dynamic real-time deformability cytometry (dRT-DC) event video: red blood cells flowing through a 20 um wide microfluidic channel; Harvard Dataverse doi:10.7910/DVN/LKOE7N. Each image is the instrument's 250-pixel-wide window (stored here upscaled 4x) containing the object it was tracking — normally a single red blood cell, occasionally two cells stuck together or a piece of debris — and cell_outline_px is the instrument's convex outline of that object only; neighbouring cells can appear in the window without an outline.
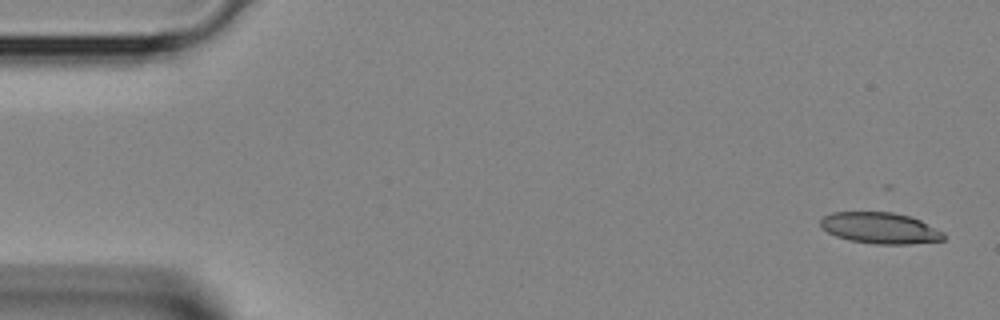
{"species": "Egyptian fruit bat (a non-hibernating species)", "species_latin": "Rousettus aegyptiacus", "temperature_condition": "room temperature", "stored_images_in_passage": 2, "camera_frame_rate_fps": 3000, "um_per_image_px": 0.085, "animal": {"sex": "female"}, "frame": {"image": 1, "passage_image": 1, "time_ms": 0.0, "image_size_px": [1000, 320], "cell_outline_px": [[944, 240], [912, 244], [876, 244], [848, 240], [836, 236], [820, 228], [820, 220], [824, 216], [832, 212], [892, 212], [912, 216], [944, 232]], "centroid_in_image_um": [74.8, 19.38], "position_along_channel_um": 10.2, "area_um2": 22.54}}